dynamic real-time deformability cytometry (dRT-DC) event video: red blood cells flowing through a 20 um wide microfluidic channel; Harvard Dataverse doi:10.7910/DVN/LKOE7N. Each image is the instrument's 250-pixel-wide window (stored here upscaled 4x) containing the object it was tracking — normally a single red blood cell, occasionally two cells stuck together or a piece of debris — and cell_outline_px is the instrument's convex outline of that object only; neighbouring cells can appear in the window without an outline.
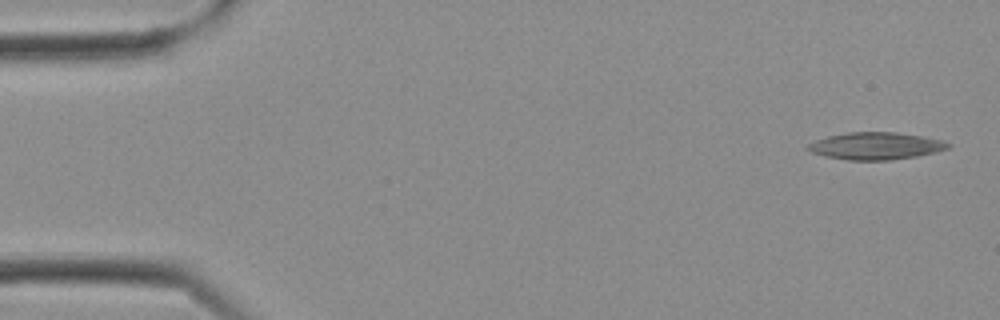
{"species": "Egyptian fruit bat (a non-hibernating species)", "species_latin": "Rousettus aegyptiacus", "temperature_condition": "cold", "stored_images_in_passage": 15, "camera_frame_rate_fps": 3000, "um_per_image_px": 0.085, "frame": {"image": 1, "passage_image": 1, "time_ms": 0.0, "image_size_px": [1000, 320], "cell_outline_px": [[952, 144], [948, 148], [936, 152], [916, 156], [892, 160], [848, 160], [824, 156], [812, 152], [804, 148], [808, 144], [816, 140], [828, 136], [848, 132], [896, 132], [920, 136], [940, 140]], "centroid_in_image_um": [74.41, 12.41], "position_along_channel_um": 10.6, "area_um2": 22.14}}
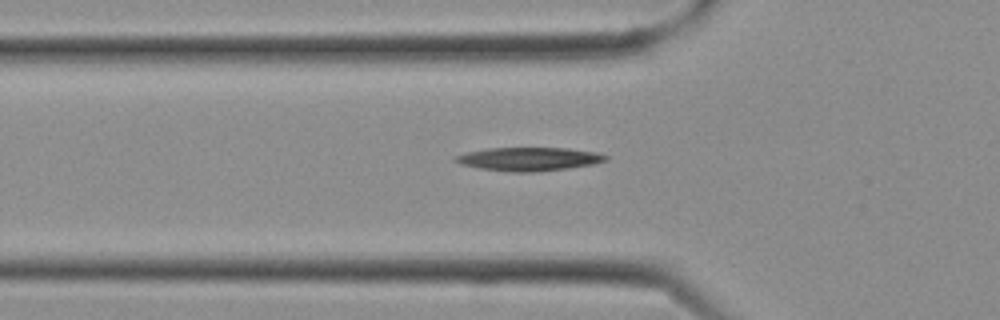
{"frame": {"image": 2, "passage_image": 9, "time_ms": 2.667, "image_size_px": [1000, 320], "cell_outline_px": [[608, 160], [592, 164], [568, 168], [536, 172], [508, 172], [480, 168], [460, 164], [452, 160], [452, 156], [468, 152], [488, 148], [568, 148], [596, 152], [608, 156]], "centroid_in_image_um": [44.92, 13.52], "position_along_channel_um": 80.9, "area_um2": 20.63}}
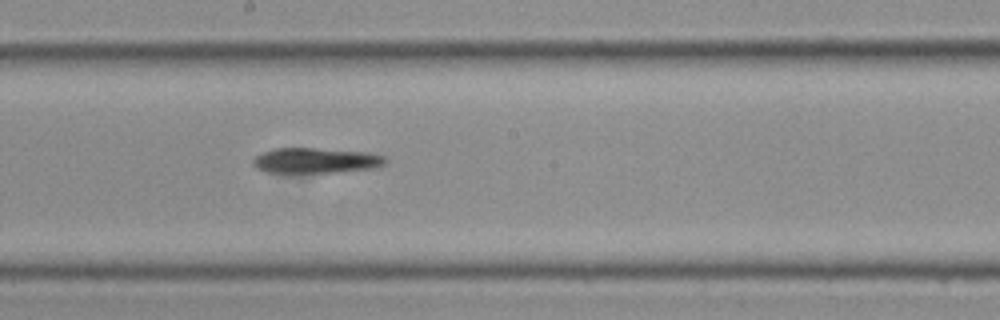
{"frame": {"image": 3, "passage_image": 15, "time_ms": 4.667, "image_size_px": [1000, 320], "cell_outline_px": [[388, 160], [380, 168], [332, 172], [268, 172], [256, 168], [252, 164], [252, 160], [256, 156], [264, 152], [276, 148], [316, 148], [368, 152], [384, 156]], "centroid_in_image_um": [26.89, 13.64], "position_along_channel_um": 221.3, "area_um2": 19.54}}